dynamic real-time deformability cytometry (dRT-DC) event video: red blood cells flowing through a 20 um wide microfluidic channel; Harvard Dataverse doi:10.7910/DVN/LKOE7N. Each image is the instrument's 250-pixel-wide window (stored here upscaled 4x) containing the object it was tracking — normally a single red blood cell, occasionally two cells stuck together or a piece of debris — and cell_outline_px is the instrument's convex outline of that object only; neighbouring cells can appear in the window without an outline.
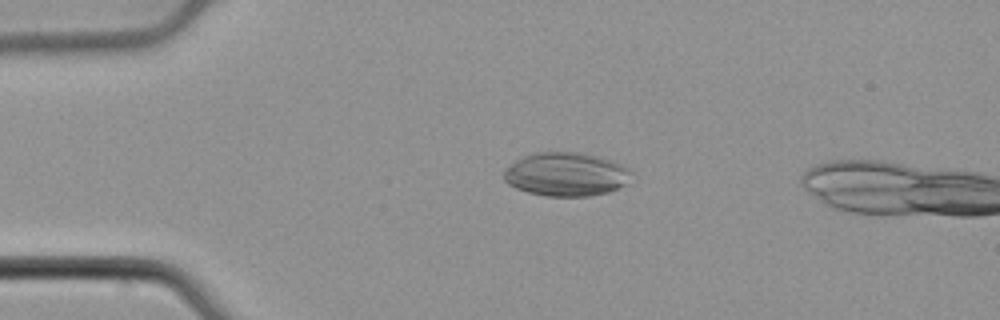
{"species": "common noctule bat (a hibernating species)", "species_latin": "Nyctalus noctula", "temperature_condition": "cold", "stored_images_in_passage": 11, "camera_frame_rate_fps": 3000, "um_per_image_px": 0.085, "animal": {"sex": "male", "body_mass_g": 21.5, "forearm_length_mm": 52.0}, "frame": {"image": 1, "passage_image": 8, "time_ms": 2.333, "image_size_px": [1000, 320], "cell_outline_px": [[632, 172], [628, 184], [608, 192], [588, 196], [544, 196], [528, 192], [516, 188], [508, 184], [504, 180], [504, 172], [516, 160], [524, 156], [536, 152], [584, 152], [600, 156], [620, 164], [628, 168]], "centroid_in_image_um": [48.15, 14.81], "position_along_channel_um": 36.9, "area_um2": 32.54}}